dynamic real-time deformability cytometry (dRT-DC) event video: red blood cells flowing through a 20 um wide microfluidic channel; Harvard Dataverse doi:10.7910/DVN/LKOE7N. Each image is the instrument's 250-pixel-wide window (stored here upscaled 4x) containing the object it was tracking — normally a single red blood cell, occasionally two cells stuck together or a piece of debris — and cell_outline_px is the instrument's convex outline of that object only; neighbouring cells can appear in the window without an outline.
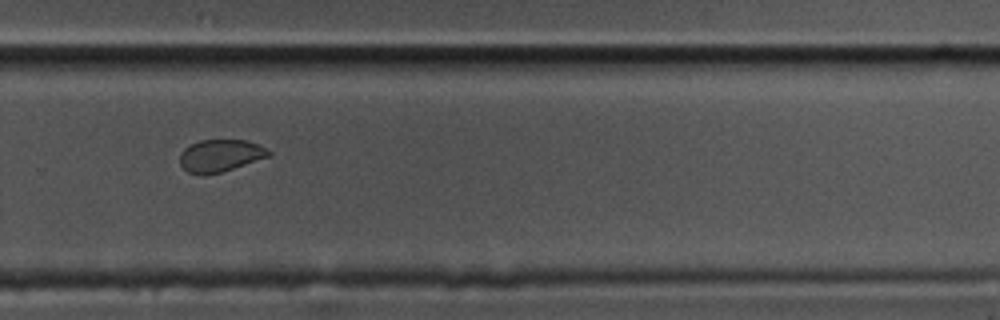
{"species": "common noctule bat (a hibernating species)", "species_latin": "Nyctalus noctula", "temperature_condition": "cold", "stored_images_in_passage": 10, "camera_frame_rate_fps": 3000, "um_per_image_px": 0.085, "animal": {"sex": "male", "body_mass_g": 17.5, "forearm_length_mm": 52.3}, "frame": {"image": 1, "passage_image": 10, "time_ms": 3.0, "image_size_px": [1000, 320], "cell_outline_px": [[272, 156], [220, 172], [188, 172], [180, 164], [180, 152], [184, 148], [200, 140], [248, 140], [260, 144], [272, 152]], "centroid_in_image_um": [18.8, 13.18], "position_along_channel_um": 311.0, "area_um2": 16.42}}